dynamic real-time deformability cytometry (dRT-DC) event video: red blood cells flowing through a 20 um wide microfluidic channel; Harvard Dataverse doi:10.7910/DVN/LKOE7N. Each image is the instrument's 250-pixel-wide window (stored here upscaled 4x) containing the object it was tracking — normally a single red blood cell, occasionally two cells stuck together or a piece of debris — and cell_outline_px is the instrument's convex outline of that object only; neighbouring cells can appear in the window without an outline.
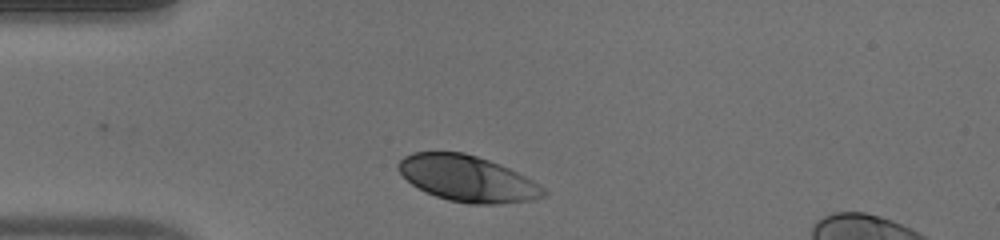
{"species": "human", "species_latin": "Homo sapiens", "temperature_condition": "warm", "stored_images_in_passage": 30, "camera_frame_rate_fps": 3000, "um_per_image_px": 0.085, "donor": {"sex": "male"}, "frame": {"image": 1, "passage_image": 1, "time_ms": 0.0, "image_size_px": [1000, 240], "cell_outline_px": [[548, 196], [536, 200], [500, 204], [468, 204], [448, 200], [436, 196], [412, 184], [396, 168], [396, 164], [404, 156], [412, 152], [464, 152], [500, 164], [532, 180], [544, 188], [548, 192]], "centroid_in_image_um": [39.77, 15.19], "position_along_channel_um": 45.2, "area_um2": 38.96}}
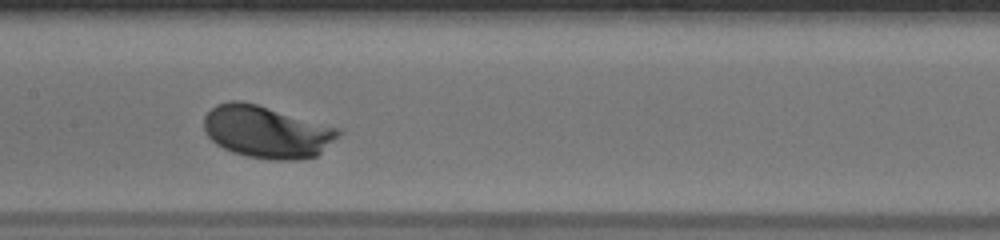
{"frame": {"image": 2, "passage_image": 13, "time_ms": 4.0, "image_size_px": [1000, 240], "cell_outline_px": [[344, 132], [340, 136], [316, 156], [300, 160], [272, 160], [248, 156], [232, 152], [216, 144], [208, 136], [204, 128], [204, 116], [216, 104], [228, 100], [240, 100], [256, 104], [340, 128]], "centroid_in_image_um": [22.68, 11.21], "position_along_channel_um": 184.7, "area_um2": 41.04}}
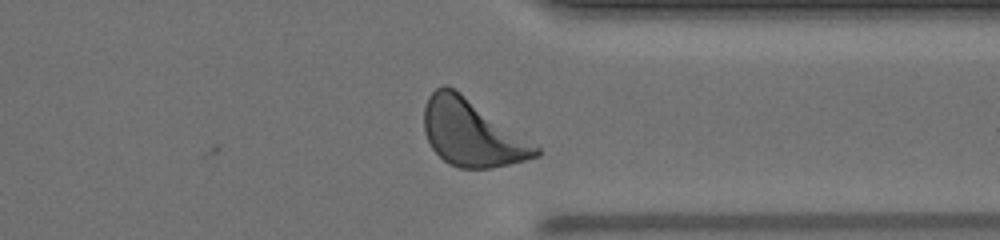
{"frame": {"image": 3, "passage_image": 27, "time_ms": 8.667, "image_size_px": [1000, 240], "cell_outline_px": [[540, 156], [492, 168], [460, 168], [448, 164], [432, 148], [424, 132], [424, 108], [428, 96], [436, 88], [444, 84], [448, 84], [460, 92], [540, 148]], "centroid_in_image_um": [40.06, 11.3], "position_along_channel_um": 371.3, "area_um2": 42.89}, "authors_computed_cell_mechanics": {"area_um2": 39.0728, "velocity_mm_per_s": 4.0315, "shape_relaxation_time_tau1_ms": 0.6876, "shape_relaxation_time_tau2_ms": null, "deformation_change_tau1": 0.1002, "deformation_change_tau2": null}}